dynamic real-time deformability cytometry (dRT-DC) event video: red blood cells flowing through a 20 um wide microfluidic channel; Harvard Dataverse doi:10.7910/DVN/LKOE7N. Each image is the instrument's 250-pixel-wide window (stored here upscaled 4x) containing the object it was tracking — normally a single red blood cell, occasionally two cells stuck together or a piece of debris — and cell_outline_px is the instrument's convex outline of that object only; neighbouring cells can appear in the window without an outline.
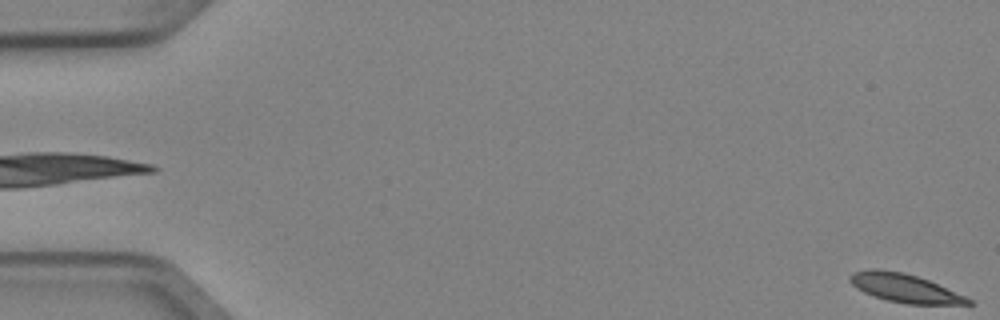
{"species": "Egyptian fruit bat (a non-hibernating species)", "species_latin": "Rousettus aegyptiacus", "temperature_condition": "cold", "stored_images_in_passage": 3, "camera_frame_rate_fps": 3000, "um_per_image_px": 0.085, "animal": {"sex": "female"}, "frame": {"image": 1, "passage_image": 3, "time_ms": 0.667, "image_size_px": [1000, 320], "cell_outline_px": [[976, 304], [908, 304], [888, 300], [864, 292], [856, 288], [848, 280], [848, 276], [852, 272], [868, 268], [876, 268], [904, 272], [928, 280], [964, 296], [972, 300]], "centroid_in_image_um": [76.84, 24.46], "position_along_channel_um": 8.2, "area_um2": 19.54}}